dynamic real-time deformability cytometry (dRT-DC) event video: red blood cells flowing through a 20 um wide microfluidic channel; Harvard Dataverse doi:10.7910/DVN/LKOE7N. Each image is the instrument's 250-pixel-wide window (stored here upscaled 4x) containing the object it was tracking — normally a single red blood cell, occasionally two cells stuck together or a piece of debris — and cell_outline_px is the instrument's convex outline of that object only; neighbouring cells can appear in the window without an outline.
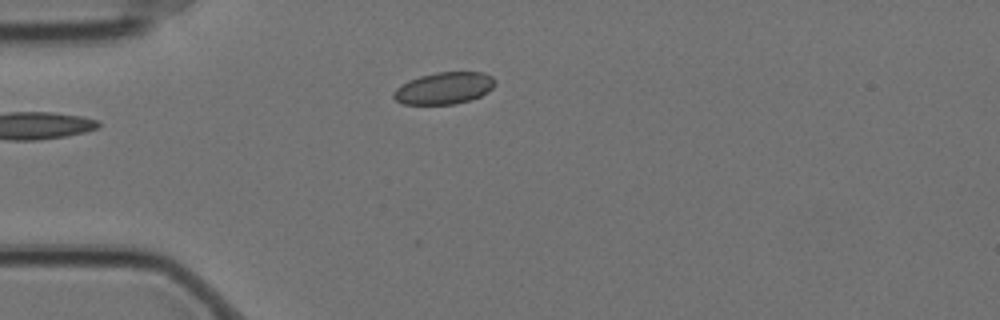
{"species": "Egyptian fruit bat (a non-hibernating species)", "species_latin": "Rousettus aegyptiacus", "temperature_condition": "cold", "stored_images_in_passage": 4, "camera_frame_rate_fps": 3000, "um_per_image_px": 0.085, "animal": {"sex": "female"}, "frame": {"image": 1, "passage_image": 4, "time_ms": 1.0, "image_size_px": [1000, 320], "cell_outline_px": [[496, 84], [488, 92], [480, 96], [468, 100], [452, 104], [404, 104], [396, 100], [392, 96], [392, 92], [396, 88], [408, 80], [420, 76], [436, 72], [484, 72], [492, 76], [496, 80]], "centroid_in_image_um": [37.75, 7.48], "position_along_channel_um": 47.2, "area_um2": 18.9}}